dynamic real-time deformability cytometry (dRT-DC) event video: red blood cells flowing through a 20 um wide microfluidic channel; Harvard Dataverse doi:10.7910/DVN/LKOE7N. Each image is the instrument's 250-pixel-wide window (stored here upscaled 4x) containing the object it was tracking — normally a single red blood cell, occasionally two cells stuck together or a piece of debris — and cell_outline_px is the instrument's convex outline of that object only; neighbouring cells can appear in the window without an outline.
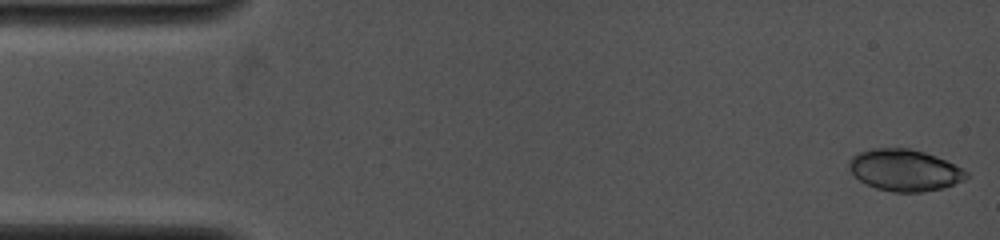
{"species": "common noctule bat (a hibernating species)", "species_latin": "Nyctalus noctula", "temperature_condition": "cold", "stored_images_in_passage": 13, "camera_frame_rate_fps": 4000, "um_per_image_px": 0.085, "animal": {"sex": "female", "body_mass_g": 19.0, "forearm_length_mm": 53.3}, "frame": {"image": 1, "passage_image": 1, "time_ms": 0.0, "image_size_px": [1000, 240], "cell_outline_px": [[968, 176], [964, 180], [944, 188], [924, 192], [892, 192], [876, 188], [860, 180], [848, 168], [848, 160], [852, 156], [860, 152], [872, 148], [908, 148], [924, 152], [936, 156], [964, 168], [968, 172]], "centroid_in_image_um": [76.91, 14.46], "position_along_channel_um": 8.1, "area_um2": 28.55}}
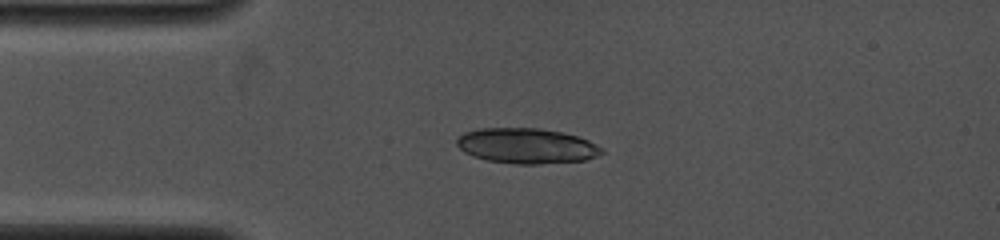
{"frame": {"image": 2, "passage_image": 13, "time_ms": 3.25, "image_size_px": [1000, 240], "cell_outline_px": [[604, 152], [596, 156], [584, 160], [540, 164], [516, 164], [488, 160], [472, 156], [464, 152], [456, 144], [456, 140], [464, 132], [480, 128], [540, 128], [560, 132], [576, 136], [588, 140], [604, 148]], "centroid_in_image_um": [44.75, 12.4], "position_along_channel_um": 40.2, "area_um2": 29.77}}